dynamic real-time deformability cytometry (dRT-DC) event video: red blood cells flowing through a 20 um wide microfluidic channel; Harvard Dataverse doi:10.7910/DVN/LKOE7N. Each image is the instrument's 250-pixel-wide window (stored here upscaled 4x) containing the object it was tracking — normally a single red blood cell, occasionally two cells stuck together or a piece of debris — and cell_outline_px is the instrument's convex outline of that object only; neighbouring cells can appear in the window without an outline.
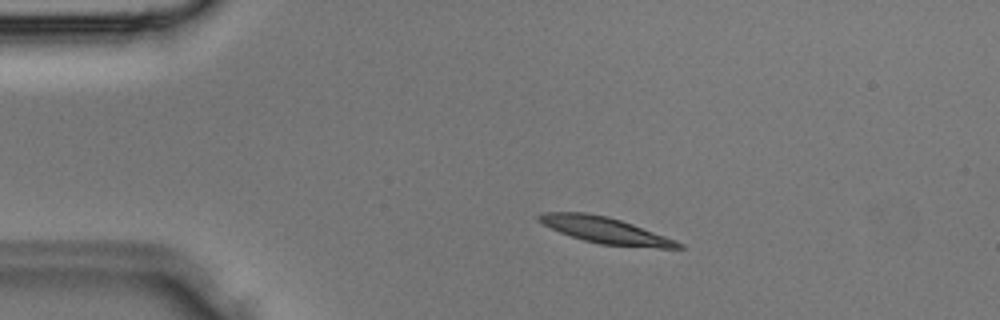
{"species": "Egyptian fruit bat (a non-hibernating species)", "species_latin": "Rousettus aegyptiacus", "temperature_condition": "room temperature", "stored_images_in_passage": 32, "camera_frame_rate_fps": 3000, "um_per_image_px": 0.085, "animal": {"sex": "male"}, "frame": {"image": 1, "passage_image": 3, "time_ms": 0.667, "image_size_px": [1000, 320], "cell_outline_px": [[684, 248], [656, 248], [600, 244], [584, 240], [560, 232], [536, 220], [536, 216], [540, 212], [584, 212], [608, 216], [632, 224], [676, 240], [684, 244]], "centroid_in_image_um": [51.45, 19.57], "position_along_channel_um": 33.6, "area_um2": 21.21}}
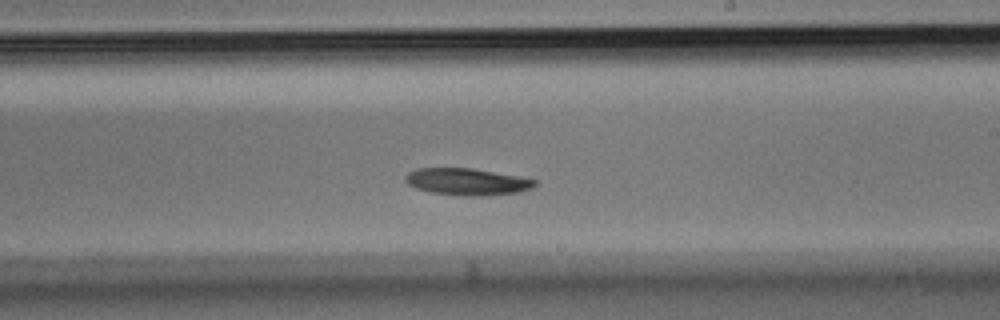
{"frame": {"image": 2, "passage_image": 17, "time_ms": 5.333, "image_size_px": [1000, 320], "cell_outline_px": [[536, 184], [532, 188], [520, 192], [488, 196], [464, 196], [432, 192], [416, 188], [408, 184], [404, 180], [404, 176], [408, 172], [416, 168], [472, 168], [520, 176], [536, 180]], "centroid_in_image_um": [39.71, 15.44], "position_along_channel_um": 249.3, "area_um2": 20.46}}
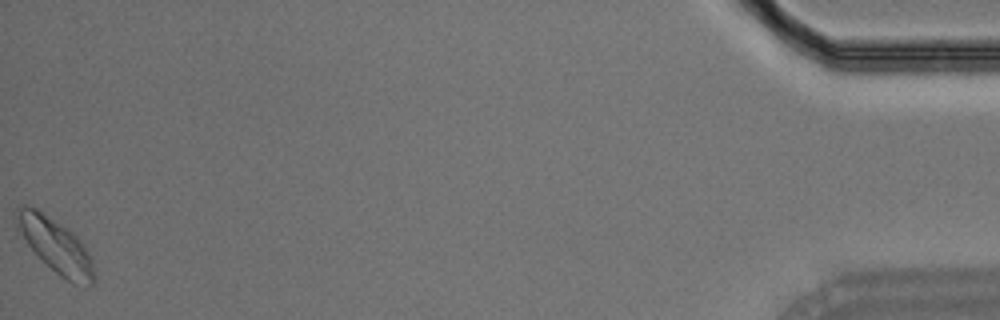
{"frame": {"image": 3, "passage_image": 32, "time_ms": 10.333, "image_size_px": [1000, 320], "cell_outline_px": [[96, 284], [72, 284], [60, 276], [16, 232], [12, 220], [16, 208], [20, 204], [28, 204], [36, 208], [68, 228], [84, 244], [92, 260], [96, 276]], "centroid_in_image_um": [4.68, 20.81], "position_along_channel_um": 430.5, "area_um2": 24.97}}